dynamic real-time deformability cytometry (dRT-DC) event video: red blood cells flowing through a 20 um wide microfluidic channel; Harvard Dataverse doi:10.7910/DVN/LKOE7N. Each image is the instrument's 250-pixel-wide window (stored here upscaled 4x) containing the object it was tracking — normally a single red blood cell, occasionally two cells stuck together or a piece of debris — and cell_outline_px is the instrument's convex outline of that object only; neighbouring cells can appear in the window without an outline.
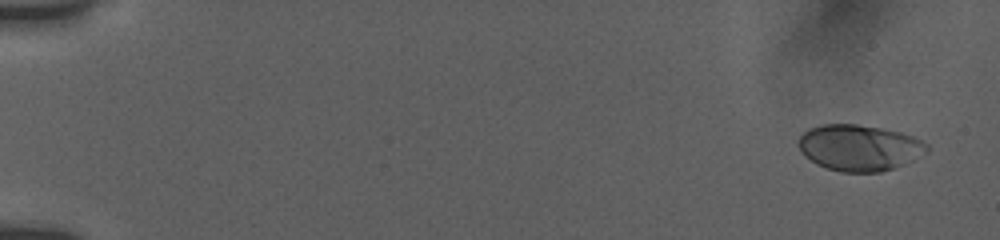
{"species": "human", "species_latin": "Homo sapiens", "temperature_condition": "room temperature", "stored_images_in_passage": 55, "camera_frame_rate_fps": 3000, "um_per_image_px": 0.085, "donor": {"sex": "female"}, "frame": {"image": 1, "passage_image": 3, "time_ms": 0.667, "image_size_px": [1000, 240], "cell_outline_px": [[928, 152], [920, 156], [892, 168], [880, 172], [840, 172], [816, 164], [804, 156], [796, 140], [808, 128], [820, 124], [856, 124], [884, 128], [900, 132], [912, 136], [928, 144]], "centroid_in_image_um": [73.0, 12.54], "position_along_channel_um": 12.0, "area_um2": 34.56}}
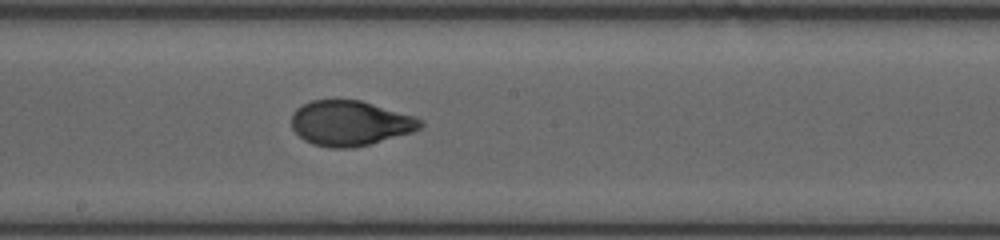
{"frame": {"image": 2, "passage_image": 32, "time_ms": 10.333, "image_size_px": [1000, 240], "cell_outline_px": [[424, 124], [420, 128], [412, 132], [368, 144], [352, 148], [328, 148], [312, 144], [304, 140], [292, 128], [292, 112], [296, 108], [312, 100], [360, 100], [416, 116], [424, 120]], "centroid_in_image_um": [29.77, 10.47], "position_along_channel_um": 218.4, "area_um2": 33.87}}
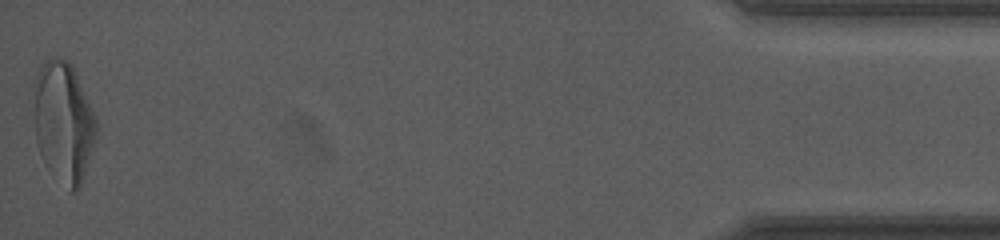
{"frame": {"image": 3, "passage_image": 55, "time_ms": 18.0, "image_size_px": [1000, 240], "cell_outline_px": [[96, 136], [80, 188], [76, 192], [72, 192], [40, 152], [36, 140], [28, 100], [36, 76], [44, 60], [68, 60], [72, 64], [96, 120]], "centroid_in_image_um": [5.33, 10.28], "position_along_channel_um": 429.9, "area_um2": 43.52}, "authors_computed_cell_mechanics": {"area_um2": 34.2754, "velocity_mm_per_s": 3.8302, "shape_relaxation_time_tau1_ms": 4.1098, "shape_relaxation_time_tau2_ms": null, "deformation_change_tau1": 0.1858, "deformation_change_tau2": null}}